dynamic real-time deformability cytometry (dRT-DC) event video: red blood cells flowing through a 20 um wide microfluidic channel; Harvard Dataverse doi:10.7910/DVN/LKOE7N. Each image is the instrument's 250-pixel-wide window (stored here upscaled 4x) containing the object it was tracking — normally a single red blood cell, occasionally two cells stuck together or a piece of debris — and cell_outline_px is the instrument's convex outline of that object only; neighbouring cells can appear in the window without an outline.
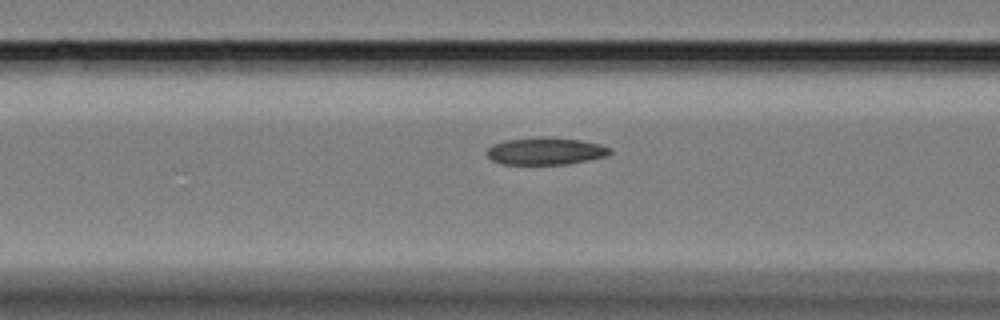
{"species": "Egyptian fruit bat (a non-hibernating species)", "species_latin": "Rousettus aegyptiacus", "temperature_condition": "cold", "stored_images_in_passage": 23, "camera_frame_rate_fps": 3000, "um_per_image_px": 0.085, "animal": {"sex": "female"}, "frame": {"image": 1, "passage_image": 17, "time_ms": 5.333, "image_size_px": [1000, 320], "cell_outline_px": [[612, 152], [608, 156], [568, 164], [504, 164], [492, 160], [484, 152], [492, 144], [504, 140], [536, 136], [544, 136], [580, 140], [600, 144], [612, 148]], "centroid_in_image_um": [46.37, 12.83], "position_along_channel_um": 120.2, "area_um2": 19.88}}
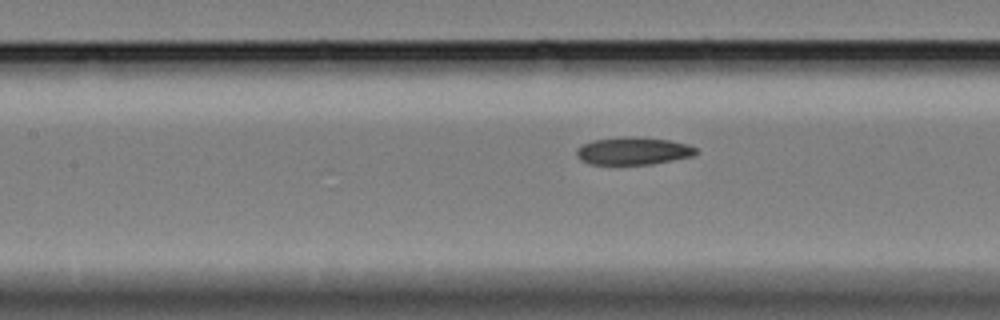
{"frame": {"image": 2, "passage_image": 20, "time_ms": 6.333, "image_size_px": [1000, 320], "cell_outline_px": [[700, 152], [692, 156], [652, 164], [588, 164], [580, 160], [576, 156], [576, 148], [592, 140], [624, 136], [636, 136], [668, 140], [688, 144], [696, 148]], "centroid_in_image_um": [53.81, 12.82], "position_along_channel_um": 153.6, "area_um2": 19.36}}